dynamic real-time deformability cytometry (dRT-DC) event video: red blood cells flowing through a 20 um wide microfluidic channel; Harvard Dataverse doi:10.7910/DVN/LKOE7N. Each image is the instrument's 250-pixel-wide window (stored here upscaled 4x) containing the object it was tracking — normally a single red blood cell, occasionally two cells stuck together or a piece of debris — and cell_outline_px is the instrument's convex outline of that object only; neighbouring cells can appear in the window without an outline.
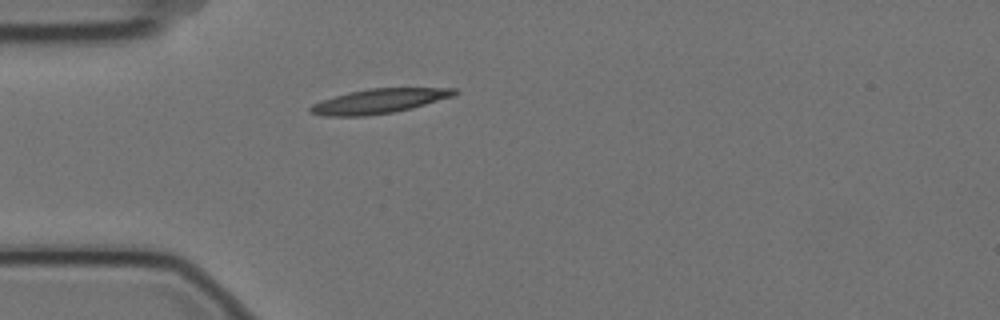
{"species": "Egyptian fruit bat (a non-hibernating species)", "species_latin": "Rousettus aegyptiacus", "temperature_condition": "cold", "stored_images_in_passage": 1, "camera_frame_rate_fps": 3000, "um_per_image_px": 0.085, "animal": {"sex": "female"}, "frame": {"image": 1, "passage_image": 1, "time_ms": 0.0, "image_size_px": [1000, 320], "cell_outline_px": [[460, 92], [452, 96], [412, 108], [392, 112], [364, 116], [324, 116], [308, 112], [308, 108], [312, 104], [348, 92], [368, 88], [456, 88]], "centroid_in_image_um": [32.21, 8.59], "position_along_channel_um": 52.8, "area_um2": 20.46}}